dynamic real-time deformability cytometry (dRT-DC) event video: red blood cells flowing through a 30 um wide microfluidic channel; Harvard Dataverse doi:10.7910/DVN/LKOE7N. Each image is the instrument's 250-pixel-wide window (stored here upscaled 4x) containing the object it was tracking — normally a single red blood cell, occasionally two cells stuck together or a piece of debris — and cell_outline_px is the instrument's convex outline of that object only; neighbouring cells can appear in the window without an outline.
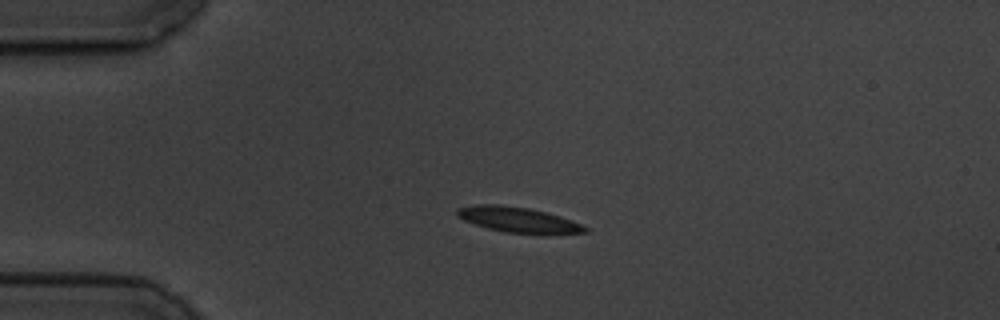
{"species": "common noctule bat (a hibernating species)", "species_latin": "Nyctalus noctula", "temperature_condition": "cold", "stored_images_in_passage": 3, "camera_frame_rate_fps": 3000, "um_per_image_px": 0.085, "animal": {"sex": "male", "body_mass_g": 19.5, "forearm_length_mm": 54.6}, "frame": {"image": 1, "passage_image": 1, "time_ms": 0.0, "image_size_px": [1000, 320], "cell_outline_px": [[588, 232], [548, 236], [540, 236], [504, 232], [488, 228], [464, 220], [456, 216], [456, 208], [476, 204], [500, 204], [528, 208], [560, 216], [580, 224], [588, 228]], "centroid_in_image_um": [44.09, 18.72], "position_along_channel_um": 40.9, "area_um2": 19.48}}
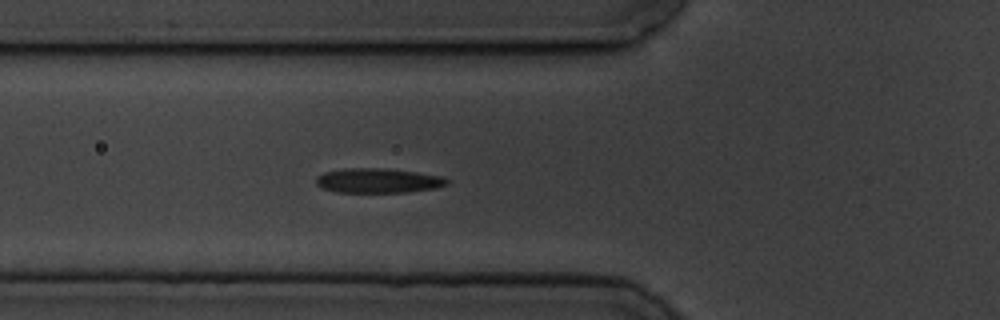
{"frame": {"image": 2, "passage_image": 3, "time_ms": 2.333, "image_size_px": [1000, 320], "cell_outline_px": [[448, 184], [436, 188], [408, 192], [336, 192], [324, 188], [316, 184], [316, 176], [324, 172], [344, 168], [384, 168], [416, 172], [444, 176], [448, 180]], "centroid_in_image_um": [32.15, 15.35], "position_along_channel_um": 93.7, "area_um2": 18.84}}